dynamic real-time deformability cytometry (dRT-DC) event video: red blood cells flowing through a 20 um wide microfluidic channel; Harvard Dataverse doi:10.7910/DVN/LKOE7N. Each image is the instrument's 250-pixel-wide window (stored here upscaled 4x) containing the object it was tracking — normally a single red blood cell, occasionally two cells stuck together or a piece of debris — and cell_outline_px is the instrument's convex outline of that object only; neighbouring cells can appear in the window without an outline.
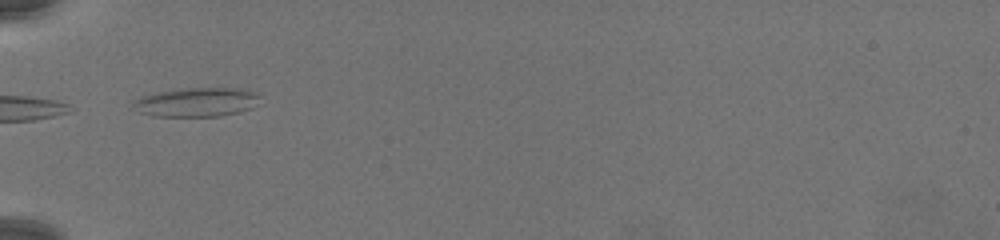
{"species": "common noctule bat (a hibernating species)", "species_latin": "Nyctalus noctula", "temperature_condition": "warm", "stored_images_in_passage": 4, "camera_frame_rate_fps": 3000, "um_per_image_px": 0.085, "animal": {"sex": "female", "body_mass_g": 19.5, "forearm_length_mm": 54.1}, "frame": {"image": 1, "passage_image": 1, "time_ms": 0.0, "image_size_px": [1000, 240], "cell_outline_px": [[260, 104], [252, 108], [240, 112], [220, 116], [152, 116], [140, 112], [132, 108], [132, 100], [140, 96], [156, 92], [180, 88], [240, 88], [252, 92], [260, 96]], "centroid_in_image_um": [16.69, 8.68], "position_along_channel_um": 68.3, "area_um2": 21.85}}